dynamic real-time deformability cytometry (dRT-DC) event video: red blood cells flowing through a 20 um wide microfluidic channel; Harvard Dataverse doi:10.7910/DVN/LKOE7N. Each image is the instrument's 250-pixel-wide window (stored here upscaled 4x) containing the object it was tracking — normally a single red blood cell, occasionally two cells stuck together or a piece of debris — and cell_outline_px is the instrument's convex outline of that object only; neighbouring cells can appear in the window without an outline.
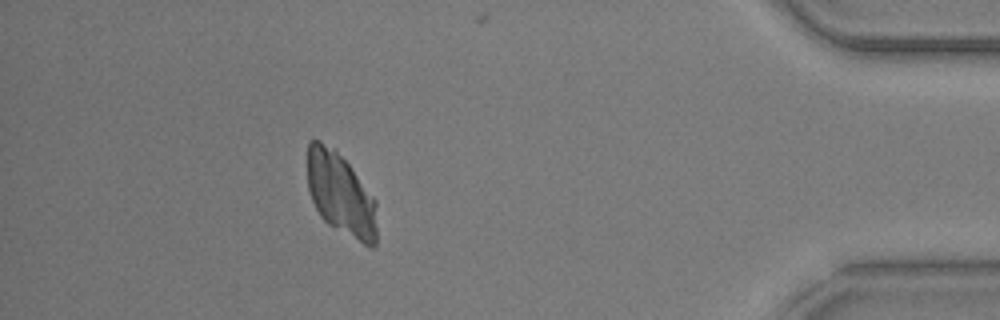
{"species": "common noctule bat (a hibernating species)", "species_latin": "Nyctalus noctula", "temperature_condition": "warm", "stored_images_in_passage": 52, "camera_frame_rate_fps": 3000, "um_per_image_px": 0.085, "animal": {"sex": "male", "body_mass_g": 20.5, "forearm_length_mm": 52.5}, "frame": {"image": 1, "passage_image": 47, "time_ms": 15.333, "image_size_px": [1000, 320], "cell_outline_px": [[376, 244], [372, 248], [364, 244], [328, 224], [320, 216], [312, 200], [308, 188], [308, 140], [320, 140], [332, 148], [348, 164], [376, 200]], "centroid_in_image_um": [28.96, 16.52], "position_along_channel_um": 406.2, "area_um2": 33.06}}